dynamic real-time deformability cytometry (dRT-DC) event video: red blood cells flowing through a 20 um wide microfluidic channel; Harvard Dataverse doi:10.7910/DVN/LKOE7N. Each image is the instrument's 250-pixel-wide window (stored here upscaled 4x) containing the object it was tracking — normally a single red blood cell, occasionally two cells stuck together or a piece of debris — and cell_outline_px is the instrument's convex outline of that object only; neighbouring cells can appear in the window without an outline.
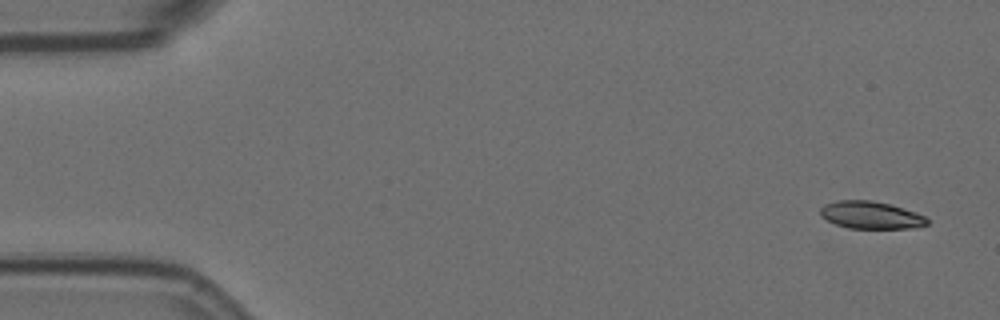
{"species": "Egyptian fruit bat (a non-hibernating species)", "species_latin": "Rousettus aegyptiacus", "temperature_condition": "room temperature", "stored_images_in_passage": 9, "camera_frame_rate_fps": 3000, "um_per_image_px": 0.085, "animal": {"sex": "female"}, "frame": {"image": 1, "passage_image": 1, "time_ms": 0.0, "image_size_px": [1000, 320], "cell_outline_px": [[928, 224], [916, 228], [848, 228], [836, 224], [820, 216], [820, 208], [824, 204], [836, 200], [872, 200], [888, 204], [916, 212], [924, 216], [928, 220]], "centroid_in_image_um": [74.0, 18.28], "position_along_channel_um": 11.0, "area_um2": 17.05}}
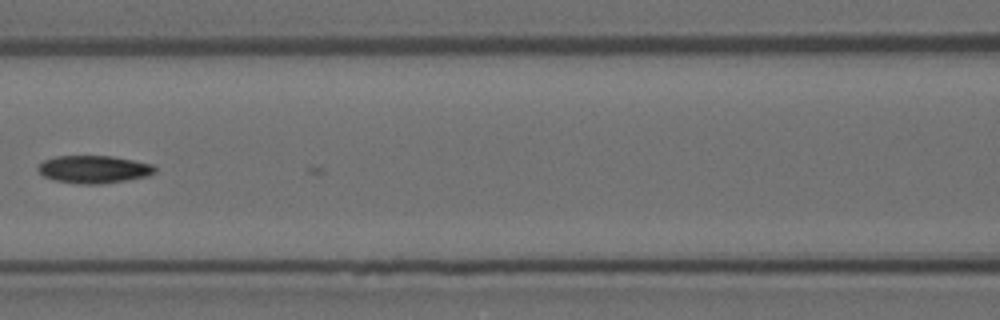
{"frame": {"image": 2, "passage_image": 7, "time_ms": 2.0, "image_size_px": [1000, 320], "cell_outline_px": [[156, 172], [148, 176], [100, 184], [76, 184], [56, 180], [44, 176], [36, 168], [44, 160], [56, 156], [112, 156], [152, 164], [156, 168]], "centroid_in_image_um": [7.97, 14.39], "position_along_channel_um": 158.6, "area_um2": 18.73}}